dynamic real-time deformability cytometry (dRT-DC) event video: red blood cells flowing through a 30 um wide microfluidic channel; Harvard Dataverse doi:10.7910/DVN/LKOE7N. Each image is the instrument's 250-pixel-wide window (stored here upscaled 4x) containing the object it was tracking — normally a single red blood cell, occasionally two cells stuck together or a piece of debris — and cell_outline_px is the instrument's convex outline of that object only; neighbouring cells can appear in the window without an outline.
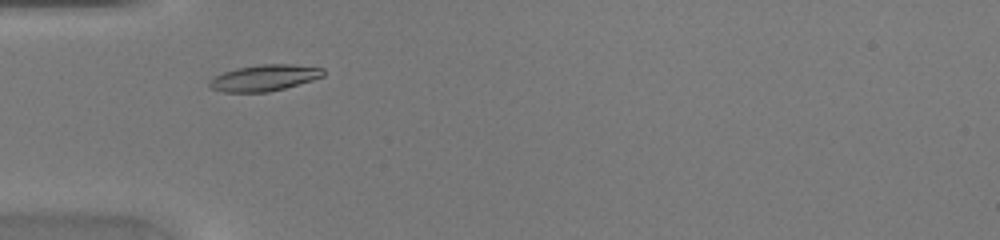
{"species": "common noctule bat (a hibernating species)", "species_latin": "Nyctalus noctula", "temperature_condition": "warm", "stored_images_in_passage": 37, "camera_frame_rate_fps": 3000, "um_per_image_px": 0.085, "animal": {"sex": "female", "body_mass_g": 20.0, "forearm_length_mm": 54.0}, "frame": {"image": 1, "passage_image": 6, "time_ms": 1.667, "image_size_px": [1000, 240], "cell_outline_px": [[324, 76], [312, 80], [284, 88], [268, 92], [224, 92], [212, 88], [208, 84], [208, 80], [212, 76], [236, 68], [260, 64], [292, 64], [324, 68]], "centroid_in_image_um": [22.44, 6.61], "position_along_channel_um": 62.6, "area_um2": 17.46}}
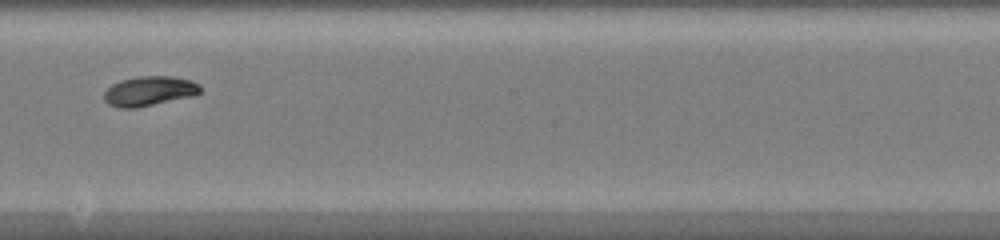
{"frame": {"image": 2, "passage_image": 18, "time_ms": 5.667, "image_size_px": [1000, 240], "cell_outline_px": [[200, 92], [192, 96], [136, 108], [120, 108], [108, 104], [104, 100], [104, 92], [112, 84], [120, 80], [140, 76], [172, 76], [192, 80], [200, 84]], "centroid_in_image_um": [12.68, 7.73], "position_along_channel_um": 235.5, "area_um2": 16.65}}
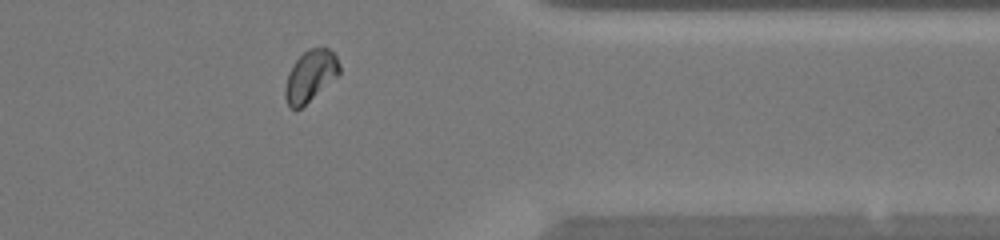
{"frame": {"image": 3, "passage_image": 29, "time_ms": 9.333, "image_size_px": [1000, 240], "cell_outline_px": [[340, 72], [336, 76], [296, 112], [288, 104], [284, 96], [284, 88], [288, 72], [292, 64], [308, 48], [328, 48], [336, 56], [340, 64]], "centroid_in_image_um": [26.34, 6.45], "position_along_channel_um": 385.1, "area_um2": 16.01}}